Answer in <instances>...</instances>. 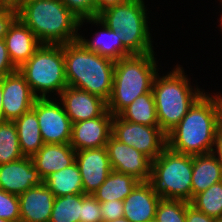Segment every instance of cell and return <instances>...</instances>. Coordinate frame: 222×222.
<instances>
[{"instance_id": "obj_33", "label": "cell", "mask_w": 222, "mask_h": 222, "mask_svg": "<svg viewBox=\"0 0 222 222\" xmlns=\"http://www.w3.org/2000/svg\"><path fill=\"white\" fill-rule=\"evenodd\" d=\"M100 208V202L92 195H87L82 200L79 222H103Z\"/></svg>"}, {"instance_id": "obj_18", "label": "cell", "mask_w": 222, "mask_h": 222, "mask_svg": "<svg viewBox=\"0 0 222 222\" xmlns=\"http://www.w3.org/2000/svg\"><path fill=\"white\" fill-rule=\"evenodd\" d=\"M18 198L20 222H49L55 196L44 183L30 188Z\"/></svg>"}, {"instance_id": "obj_46", "label": "cell", "mask_w": 222, "mask_h": 222, "mask_svg": "<svg viewBox=\"0 0 222 222\" xmlns=\"http://www.w3.org/2000/svg\"><path fill=\"white\" fill-rule=\"evenodd\" d=\"M220 21H221V26L220 27H222V15H221V19H220ZM222 29V28H221Z\"/></svg>"}, {"instance_id": "obj_20", "label": "cell", "mask_w": 222, "mask_h": 222, "mask_svg": "<svg viewBox=\"0 0 222 222\" xmlns=\"http://www.w3.org/2000/svg\"><path fill=\"white\" fill-rule=\"evenodd\" d=\"M76 151L66 144H44L31 159L34 167L44 180L51 173L58 172L69 167L75 162Z\"/></svg>"}, {"instance_id": "obj_7", "label": "cell", "mask_w": 222, "mask_h": 222, "mask_svg": "<svg viewBox=\"0 0 222 222\" xmlns=\"http://www.w3.org/2000/svg\"><path fill=\"white\" fill-rule=\"evenodd\" d=\"M193 156L167 146L151 161L149 182L161 198L192 201Z\"/></svg>"}, {"instance_id": "obj_24", "label": "cell", "mask_w": 222, "mask_h": 222, "mask_svg": "<svg viewBox=\"0 0 222 222\" xmlns=\"http://www.w3.org/2000/svg\"><path fill=\"white\" fill-rule=\"evenodd\" d=\"M139 183L140 181L132 175L112 170L92 196L100 203L112 200L124 201Z\"/></svg>"}, {"instance_id": "obj_15", "label": "cell", "mask_w": 222, "mask_h": 222, "mask_svg": "<svg viewBox=\"0 0 222 222\" xmlns=\"http://www.w3.org/2000/svg\"><path fill=\"white\" fill-rule=\"evenodd\" d=\"M59 97L72 124L103 116L108 111L106 101L74 87H65Z\"/></svg>"}, {"instance_id": "obj_10", "label": "cell", "mask_w": 222, "mask_h": 222, "mask_svg": "<svg viewBox=\"0 0 222 222\" xmlns=\"http://www.w3.org/2000/svg\"><path fill=\"white\" fill-rule=\"evenodd\" d=\"M62 106V103H56L47 96L37 98L32 107L44 144H66L71 141L72 122Z\"/></svg>"}, {"instance_id": "obj_21", "label": "cell", "mask_w": 222, "mask_h": 222, "mask_svg": "<svg viewBox=\"0 0 222 222\" xmlns=\"http://www.w3.org/2000/svg\"><path fill=\"white\" fill-rule=\"evenodd\" d=\"M90 22L92 24H101L103 30L99 33L95 32L96 38L92 41L85 39L84 37L78 36V41L89 51L95 52L100 56L110 58L114 61L120 60L123 57L131 56L132 54L123 46L121 39L114 30L109 29L104 22L98 17L81 20L80 22ZM106 38V39H104Z\"/></svg>"}, {"instance_id": "obj_25", "label": "cell", "mask_w": 222, "mask_h": 222, "mask_svg": "<svg viewBox=\"0 0 222 222\" xmlns=\"http://www.w3.org/2000/svg\"><path fill=\"white\" fill-rule=\"evenodd\" d=\"M43 183L55 197L84 193L82 177L76 162L65 169L51 173Z\"/></svg>"}, {"instance_id": "obj_22", "label": "cell", "mask_w": 222, "mask_h": 222, "mask_svg": "<svg viewBox=\"0 0 222 222\" xmlns=\"http://www.w3.org/2000/svg\"><path fill=\"white\" fill-rule=\"evenodd\" d=\"M222 181V166L214 153L193 156L192 199L211 185Z\"/></svg>"}, {"instance_id": "obj_41", "label": "cell", "mask_w": 222, "mask_h": 222, "mask_svg": "<svg viewBox=\"0 0 222 222\" xmlns=\"http://www.w3.org/2000/svg\"><path fill=\"white\" fill-rule=\"evenodd\" d=\"M26 1L28 0H0V5L18 10Z\"/></svg>"}, {"instance_id": "obj_31", "label": "cell", "mask_w": 222, "mask_h": 222, "mask_svg": "<svg viewBox=\"0 0 222 222\" xmlns=\"http://www.w3.org/2000/svg\"><path fill=\"white\" fill-rule=\"evenodd\" d=\"M0 218L20 222V202L18 195L0 189Z\"/></svg>"}, {"instance_id": "obj_23", "label": "cell", "mask_w": 222, "mask_h": 222, "mask_svg": "<svg viewBox=\"0 0 222 222\" xmlns=\"http://www.w3.org/2000/svg\"><path fill=\"white\" fill-rule=\"evenodd\" d=\"M24 157H32L44 145L36 112L33 109L14 120Z\"/></svg>"}, {"instance_id": "obj_3", "label": "cell", "mask_w": 222, "mask_h": 222, "mask_svg": "<svg viewBox=\"0 0 222 222\" xmlns=\"http://www.w3.org/2000/svg\"><path fill=\"white\" fill-rule=\"evenodd\" d=\"M216 130L213 100L204 93L183 119L166 134V146L175 152L192 156L211 153Z\"/></svg>"}, {"instance_id": "obj_29", "label": "cell", "mask_w": 222, "mask_h": 222, "mask_svg": "<svg viewBox=\"0 0 222 222\" xmlns=\"http://www.w3.org/2000/svg\"><path fill=\"white\" fill-rule=\"evenodd\" d=\"M197 210L213 218L222 217V181L196 194L190 202Z\"/></svg>"}, {"instance_id": "obj_26", "label": "cell", "mask_w": 222, "mask_h": 222, "mask_svg": "<svg viewBox=\"0 0 222 222\" xmlns=\"http://www.w3.org/2000/svg\"><path fill=\"white\" fill-rule=\"evenodd\" d=\"M118 115L128 122L148 126H159L152 90L144 95L138 96Z\"/></svg>"}, {"instance_id": "obj_8", "label": "cell", "mask_w": 222, "mask_h": 222, "mask_svg": "<svg viewBox=\"0 0 222 222\" xmlns=\"http://www.w3.org/2000/svg\"><path fill=\"white\" fill-rule=\"evenodd\" d=\"M18 70L37 98H47L46 95L54 91L60 95L68 86L63 45L41 44Z\"/></svg>"}, {"instance_id": "obj_2", "label": "cell", "mask_w": 222, "mask_h": 222, "mask_svg": "<svg viewBox=\"0 0 222 222\" xmlns=\"http://www.w3.org/2000/svg\"><path fill=\"white\" fill-rule=\"evenodd\" d=\"M66 81L108 102L112 93L115 61L86 49L78 40L63 44Z\"/></svg>"}, {"instance_id": "obj_6", "label": "cell", "mask_w": 222, "mask_h": 222, "mask_svg": "<svg viewBox=\"0 0 222 222\" xmlns=\"http://www.w3.org/2000/svg\"><path fill=\"white\" fill-rule=\"evenodd\" d=\"M144 4L143 0H128L98 15L131 54L154 53Z\"/></svg>"}, {"instance_id": "obj_9", "label": "cell", "mask_w": 222, "mask_h": 222, "mask_svg": "<svg viewBox=\"0 0 222 222\" xmlns=\"http://www.w3.org/2000/svg\"><path fill=\"white\" fill-rule=\"evenodd\" d=\"M112 136L146 155L151 161L156 159L166 147V134L159 126H148L113 116Z\"/></svg>"}, {"instance_id": "obj_16", "label": "cell", "mask_w": 222, "mask_h": 222, "mask_svg": "<svg viewBox=\"0 0 222 222\" xmlns=\"http://www.w3.org/2000/svg\"><path fill=\"white\" fill-rule=\"evenodd\" d=\"M42 183L43 179L34 167L31 157H22L0 165V189L3 191L20 195Z\"/></svg>"}, {"instance_id": "obj_13", "label": "cell", "mask_w": 222, "mask_h": 222, "mask_svg": "<svg viewBox=\"0 0 222 222\" xmlns=\"http://www.w3.org/2000/svg\"><path fill=\"white\" fill-rule=\"evenodd\" d=\"M84 194L92 195L112 171L106 146L76 151Z\"/></svg>"}, {"instance_id": "obj_43", "label": "cell", "mask_w": 222, "mask_h": 222, "mask_svg": "<svg viewBox=\"0 0 222 222\" xmlns=\"http://www.w3.org/2000/svg\"><path fill=\"white\" fill-rule=\"evenodd\" d=\"M109 222H130V221L125 217H121V218L115 219L114 221H109Z\"/></svg>"}, {"instance_id": "obj_11", "label": "cell", "mask_w": 222, "mask_h": 222, "mask_svg": "<svg viewBox=\"0 0 222 222\" xmlns=\"http://www.w3.org/2000/svg\"><path fill=\"white\" fill-rule=\"evenodd\" d=\"M106 149L112 170L134 176L140 182L151 177V160L137 149L119 142L111 136Z\"/></svg>"}, {"instance_id": "obj_28", "label": "cell", "mask_w": 222, "mask_h": 222, "mask_svg": "<svg viewBox=\"0 0 222 222\" xmlns=\"http://www.w3.org/2000/svg\"><path fill=\"white\" fill-rule=\"evenodd\" d=\"M86 194L55 197L49 222H79L82 200Z\"/></svg>"}, {"instance_id": "obj_44", "label": "cell", "mask_w": 222, "mask_h": 222, "mask_svg": "<svg viewBox=\"0 0 222 222\" xmlns=\"http://www.w3.org/2000/svg\"><path fill=\"white\" fill-rule=\"evenodd\" d=\"M214 222H222V217L221 218H214Z\"/></svg>"}, {"instance_id": "obj_37", "label": "cell", "mask_w": 222, "mask_h": 222, "mask_svg": "<svg viewBox=\"0 0 222 222\" xmlns=\"http://www.w3.org/2000/svg\"><path fill=\"white\" fill-rule=\"evenodd\" d=\"M186 222H214V218L207 216L205 213L197 210L194 206L189 204L186 207Z\"/></svg>"}, {"instance_id": "obj_1", "label": "cell", "mask_w": 222, "mask_h": 222, "mask_svg": "<svg viewBox=\"0 0 222 222\" xmlns=\"http://www.w3.org/2000/svg\"><path fill=\"white\" fill-rule=\"evenodd\" d=\"M17 17L41 44L49 45L76 41L83 24L61 0H28L17 10Z\"/></svg>"}, {"instance_id": "obj_32", "label": "cell", "mask_w": 222, "mask_h": 222, "mask_svg": "<svg viewBox=\"0 0 222 222\" xmlns=\"http://www.w3.org/2000/svg\"><path fill=\"white\" fill-rule=\"evenodd\" d=\"M78 19L96 17V0H61Z\"/></svg>"}, {"instance_id": "obj_5", "label": "cell", "mask_w": 222, "mask_h": 222, "mask_svg": "<svg viewBox=\"0 0 222 222\" xmlns=\"http://www.w3.org/2000/svg\"><path fill=\"white\" fill-rule=\"evenodd\" d=\"M180 65L166 76L156 74L152 93L160 129L167 134L187 114L193 104L204 94L192 88Z\"/></svg>"}, {"instance_id": "obj_40", "label": "cell", "mask_w": 222, "mask_h": 222, "mask_svg": "<svg viewBox=\"0 0 222 222\" xmlns=\"http://www.w3.org/2000/svg\"><path fill=\"white\" fill-rule=\"evenodd\" d=\"M212 153H217L215 156L219 160L221 166H222V130L217 129L215 134V141H214V148Z\"/></svg>"}, {"instance_id": "obj_39", "label": "cell", "mask_w": 222, "mask_h": 222, "mask_svg": "<svg viewBox=\"0 0 222 222\" xmlns=\"http://www.w3.org/2000/svg\"><path fill=\"white\" fill-rule=\"evenodd\" d=\"M212 100L216 111V121H217V129L222 130V95L218 94L215 96H211L208 94Z\"/></svg>"}, {"instance_id": "obj_19", "label": "cell", "mask_w": 222, "mask_h": 222, "mask_svg": "<svg viewBox=\"0 0 222 222\" xmlns=\"http://www.w3.org/2000/svg\"><path fill=\"white\" fill-rule=\"evenodd\" d=\"M9 58L19 69L41 46L34 33L17 17L4 37Z\"/></svg>"}, {"instance_id": "obj_4", "label": "cell", "mask_w": 222, "mask_h": 222, "mask_svg": "<svg viewBox=\"0 0 222 222\" xmlns=\"http://www.w3.org/2000/svg\"><path fill=\"white\" fill-rule=\"evenodd\" d=\"M154 53L132 54L115 61L112 93L107 102L114 116L130 105L138 96L152 90L157 72Z\"/></svg>"}, {"instance_id": "obj_36", "label": "cell", "mask_w": 222, "mask_h": 222, "mask_svg": "<svg viewBox=\"0 0 222 222\" xmlns=\"http://www.w3.org/2000/svg\"><path fill=\"white\" fill-rule=\"evenodd\" d=\"M17 18V10L9 7L0 9V39H4L9 26Z\"/></svg>"}, {"instance_id": "obj_14", "label": "cell", "mask_w": 222, "mask_h": 222, "mask_svg": "<svg viewBox=\"0 0 222 222\" xmlns=\"http://www.w3.org/2000/svg\"><path fill=\"white\" fill-rule=\"evenodd\" d=\"M113 115L107 111L103 116L72 124L70 145L75 151L106 146L112 136Z\"/></svg>"}, {"instance_id": "obj_30", "label": "cell", "mask_w": 222, "mask_h": 222, "mask_svg": "<svg viewBox=\"0 0 222 222\" xmlns=\"http://www.w3.org/2000/svg\"><path fill=\"white\" fill-rule=\"evenodd\" d=\"M189 202L161 198L155 214V222H186V207Z\"/></svg>"}, {"instance_id": "obj_27", "label": "cell", "mask_w": 222, "mask_h": 222, "mask_svg": "<svg viewBox=\"0 0 222 222\" xmlns=\"http://www.w3.org/2000/svg\"><path fill=\"white\" fill-rule=\"evenodd\" d=\"M23 156L14 121L0 123V165L17 161Z\"/></svg>"}, {"instance_id": "obj_17", "label": "cell", "mask_w": 222, "mask_h": 222, "mask_svg": "<svg viewBox=\"0 0 222 222\" xmlns=\"http://www.w3.org/2000/svg\"><path fill=\"white\" fill-rule=\"evenodd\" d=\"M161 197L148 182H140L124 199V217L130 222H153Z\"/></svg>"}, {"instance_id": "obj_45", "label": "cell", "mask_w": 222, "mask_h": 222, "mask_svg": "<svg viewBox=\"0 0 222 222\" xmlns=\"http://www.w3.org/2000/svg\"><path fill=\"white\" fill-rule=\"evenodd\" d=\"M0 222H12V221L0 218Z\"/></svg>"}, {"instance_id": "obj_42", "label": "cell", "mask_w": 222, "mask_h": 222, "mask_svg": "<svg viewBox=\"0 0 222 222\" xmlns=\"http://www.w3.org/2000/svg\"><path fill=\"white\" fill-rule=\"evenodd\" d=\"M3 88H2V79H0V123L6 121L3 114V105H2V99H3Z\"/></svg>"}, {"instance_id": "obj_35", "label": "cell", "mask_w": 222, "mask_h": 222, "mask_svg": "<svg viewBox=\"0 0 222 222\" xmlns=\"http://www.w3.org/2000/svg\"><path fill=\"white\" fill-rule=\"evenodd\" d=\"M17 70L9 58L5 40L0 39V79Z\"/></svg>"}, {"instance_id": "obj_12", "label": "cell", "mask_w": 222, "mask_h": 222, "mask_svg": "<svg viewBox=\"0 0 222 222\" xmlns=\"http://www.w3.org/2000/svg\"><path fill=\"white\" fill-rule=\"evenodd\" d=\"M2 88L3 114L8 121H14L32 109L37 99L19 70L2 78Z\"/></svg>"}, {"instance_id": "obj_34", "label": "cell", "mask_w": 222, "mask_h": 222, "mask_svg": "<svg viewBox=\"0 0 222 222\" xmlns=\"http://www.w3.org/2000/svg\"><path fill=\"white\" fill-rule=\"evenodd\" d=\"M100 204V213L103 222L114 221L115 219L124 217L123 201L112 200Z\"/></svg>"}, {"instance_id": "obj_38", "label": "cell", "mask_w": 222, "mask_h": 222, "mask_svg": "<svg viewBox=\"0 0 222 222\" xmlns=\"http://www.w3.org/2000/svg\"><path fill=\"white\" fill-rule=\"evenodd\" d=\"M127 1L128 0H96V17H98V15L104 10L116 5L123 4Z\"/></svg>"}]
</instances>
